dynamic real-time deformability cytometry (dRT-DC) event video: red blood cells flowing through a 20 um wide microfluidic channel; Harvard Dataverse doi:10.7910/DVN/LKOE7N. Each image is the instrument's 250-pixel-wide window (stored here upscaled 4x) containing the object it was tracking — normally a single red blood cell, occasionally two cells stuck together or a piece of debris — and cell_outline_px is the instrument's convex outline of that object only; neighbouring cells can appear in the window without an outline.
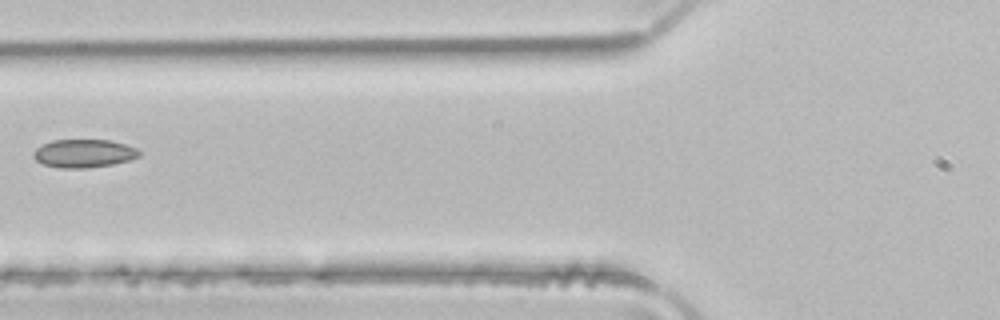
{"species": "common noctule bat (a hibernating species)", "species_latin": "Nyctalus noctula", "temperature_condition": "room temperature", "stored_images_in_passage": 4, "camera_frame_rate_fps": 3000, "um_per_image_px": 0.085, "animal": {"sex": "male", "body_mass_g": 21.5, "forearm_length_mm": 52.0}, "frame": {"image": 1, "passage_image": 4, "time_ms": 1.0, "image_size_px": [1000, 320], "cell_outline_px": [[140, 156], [128, 160], [112, 164], [84, 168], [60, 168], [44, 164], [36, 160], [32, 156], [36, 148], [52, 140], [112, 140], [136, 148], [140, 152]], "centroid_in_image_um": [7.12, 13.03], "position_along_channel_um": 118.7, "area_um2": 17.22}}